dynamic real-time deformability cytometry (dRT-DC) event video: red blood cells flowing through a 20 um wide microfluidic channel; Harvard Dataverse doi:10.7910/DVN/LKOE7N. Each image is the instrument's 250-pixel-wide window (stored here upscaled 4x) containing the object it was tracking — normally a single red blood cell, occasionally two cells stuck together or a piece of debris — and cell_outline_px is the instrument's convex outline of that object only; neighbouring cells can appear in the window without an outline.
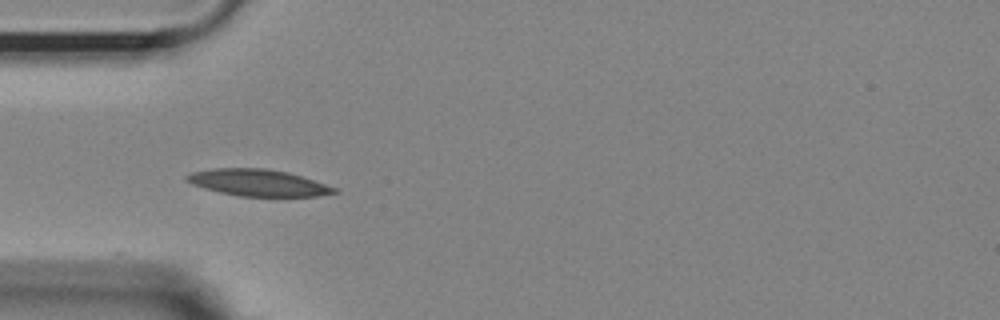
{"species": "Egyptian fruit bat (a non-hibernating species)", "species_latin": "Rousettus aegyptiacus", "temperature_condition": "room temperature", "stored_images_in_passage": 39, "camera_frame_rate_fps": 3000, "um_per_image_px": 0.085, "animal": {"sex": "female"}, "frame": {"image": 1, "passage_image": 1, "time_ms": 0.0, "image_size_px": [1000, 320], "cell_outline_px": [[340, 192], [316, 196], [240, 196], [220, 192], [204, 188], [192, 184], [184, 180], [184, 176], [192, 172], [212, 168], [264, 168], [288, 172], [340, 188]], "centroid_in_image_um": [21.95, 15.52], "position_along_channel_um": 63.0, "area_um2": 23.06}}
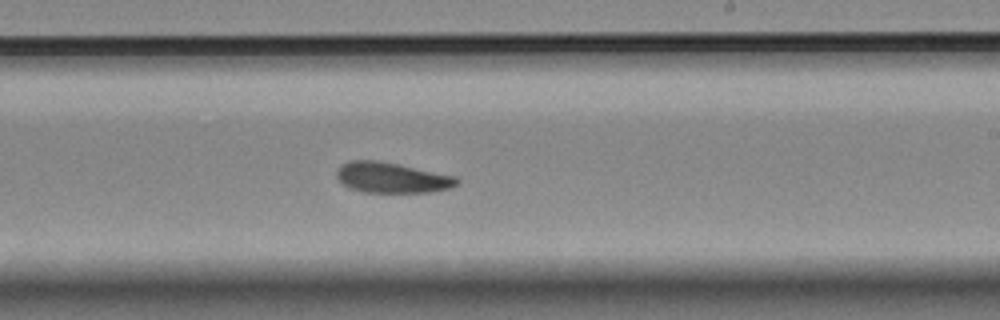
{"frame": {"image": 2, "passage_image": 17, "time_ms": 5.333, "image_size_px": [1000, 320], "cell_outline_px": [[460, 184], [452, 188], [432, 192], [364, 192], [348, 188], [336, 176], [336, 172], [340, 164], [352, 160], [376, 160], [456, 176], [460, 180]], "centroid_in_image_um": [33.33, 15.11], "position_along_channel_um": 255.7, "area_um2": 21.39}}
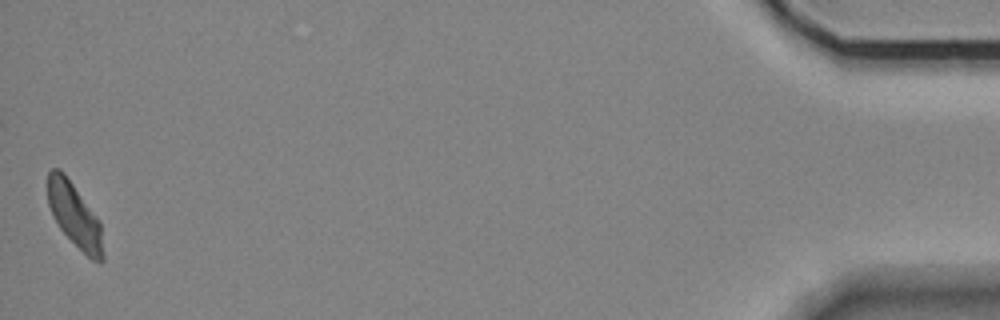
{"frame": {"image": 3, "passage_image": 39, "time_ms": 12.667, "image_size_px": [1000, 320], "cell_outline_px": [[104, 260], [100, 264], [92, 260], [60, 228], [52, 216], [48, 204], [48, 172], [52, 168], [60, 168], [64, 172], [100, 220], [104, 256]], "centroid_in_image_um": [6.35, 18.28], "position_along_channel_um": 428.8, "area_um2": 20.63}, "authors_computed_cell_mechanics": {"area_um2": 21.3282, "velocity_mm_per_s": 3.6181, "shape_relaxation_time_tau1_ms": null, "shape_relaxation_time_tau2_ms": 4.7945, "deformation_change_tau1": null, "deformation_change_tau2": 0.1171}}